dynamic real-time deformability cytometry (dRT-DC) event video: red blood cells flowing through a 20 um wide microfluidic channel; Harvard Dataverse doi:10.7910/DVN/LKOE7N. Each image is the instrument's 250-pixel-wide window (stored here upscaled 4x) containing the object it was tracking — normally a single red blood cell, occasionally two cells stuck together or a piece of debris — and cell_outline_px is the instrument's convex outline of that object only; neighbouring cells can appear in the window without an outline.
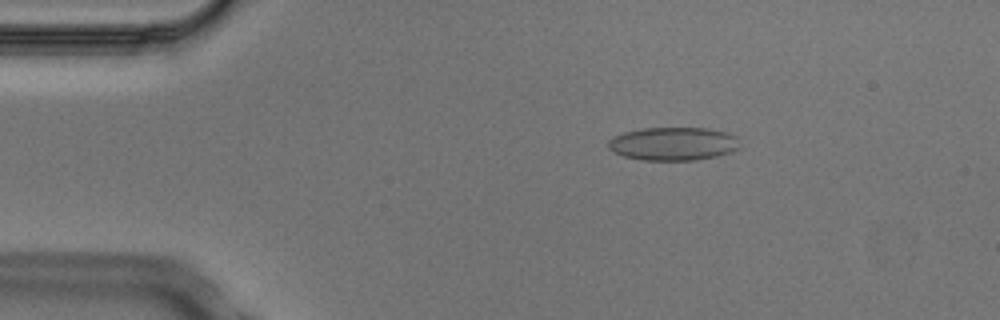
{"species": "Egyptian fruit bat (a non-hibernating species)", "species_latin": "Rousettus aegyptiacus", "temperature_condition": "cold", "stored_images_in_passage": 4, "camera_frame_rate_fps": 3000, "um_per_image_px": 0.085, "animal": {"sex": "male"}, "frame": {"image": 1, "passage_image": 3, "time_ms": 0.667, "image_size_px": [1000, 320], "cell_outline_px": [[740, 148], [732, 152], [716, 156], [696, 160], [640, 160], [624, 156], [612, 152], [608, 148], [608, 140], [624, 132], [640, 128], [704, 128], [728, 132], [736, 136]], "centroid_in_image_um": [57.22, 12.22], "position_along_channel_um": 27.8, "area_um2": 25.66}}